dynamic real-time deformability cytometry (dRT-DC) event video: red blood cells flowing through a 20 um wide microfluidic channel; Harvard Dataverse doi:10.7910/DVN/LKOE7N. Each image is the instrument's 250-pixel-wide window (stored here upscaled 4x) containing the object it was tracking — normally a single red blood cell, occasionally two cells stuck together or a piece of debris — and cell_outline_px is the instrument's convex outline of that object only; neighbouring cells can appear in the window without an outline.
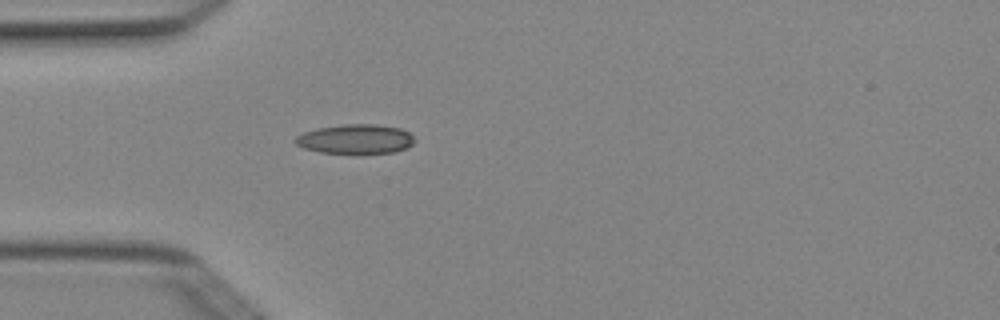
{"species": "Egyptian fruit bat (a non-hibernating species)", "species_latin": "Rousettus aegyptiacus", "temperature_condition": "cold", "stored_images_in_passage": 5, "camera_frame_rate_fps": 3000, "um_per_image_px": 0.085, "animal": {"sex": "female"}, "frame": {"image": 1, "passage_image": 5, "time_ms": 1.333, "image_size_px": [1000, 320], "cell_outline_px": [[416, 140], [412, 144], [396, 152], [320, 152], [304, 148], [296, 144], [292, 140], [296, 136], [304, 132], [316, 128], [344, 124], [376, 124], [400, 128], [408, 132]], "centroid_in_image_um": [30.19, 11.79], "position_along_channel_um": 54.8, "area_um2": 20.17}}